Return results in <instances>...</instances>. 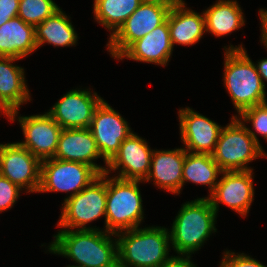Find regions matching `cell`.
<instances>
[{"instance_id": "obj_30", "label": "cell", "mask_w": 267, "mask_h": 267, "mask_svg": "<svg viewBox=\"0 0 267 267\" xmlns=\"http://www.w3.org/2000/svg\"><path fill=\"white\" fill-rule=\"evenodd\" d=\"M236 254L230 250L224 251L220 267H267L250 255L244 253Z\"/></svg>"}, {"instance_id": "obj_28", "label": "cell", "mask_w": 267, "mask_h": 267, "mask_svg": "<svg viewBox=\"0 0 267 267\" xmlns=\"http://www.w3.org/2000/svg\"><path fill=\"white\" fill-rule=\"evenodd\" d=\"M233 116H236L243 124L251 122L252 128L255 131L251 130L249 127H247V130L252 135L256 143L262 148L259 138L257 137V133L263 136L267 141V102L247 108L238 116Z\"/></svg>"}, {"instance_id": "obj_3", "label": "cell", "mask_w": 267, "mask_h": 267, "mask_svg": "<svg viewBox=\"0 0 267 267\" xmlns=\"http://www.w3.org/2000/svg\"><path fill=\"white\" fill-rule=\"evenodd\" d=\"M118 267H162L169 256V229L164 226L134 228L116 234Z\"/></svg>"}, {"instance_id": "obj_22", "label": "cell", "mask_w": 267, "mask_h": 267, "mask_svg": "<svg viewBox=\"0 0 267 267\" xmlns=\"http://www.w3.org/2000/svg\"><path fill=\"white\" fill-rule=\"evenodd\" d=\"M37 50L35 27L15 17L0 26V56L22 59Z\"/></svg>"}, {"instance_id": "obj_17", "label": "cell", "mask_w": 267, "mask_h": 267, "mask_svg": "<svg viewBox=\"0 0 267 267\" xmlns=\"http://www.w3.org/2000/svg\"><path fill=\"white\" fill-rule=\"evenodd\" d=\"M55 159L64 161H74L92 166L99 174L107 169V161L101 156L96 141L89 128L62 129ZM98 158H102L105 166L95 163Z\"/></svg>"}, {"instance_id": "obj_34", "label": "cell", "mask_w": 267, "mask_h": 267, "mask_svg": "<svg viewBox=\"0 0 267 267\" xmlns=\"http://www.w3.org/2000/svg\"><path fill=\"white\" fill-rule=\"evenodd\" d=\"M255 66H256V69H257L259 76L261 77L263 86H264V88H266L264 81L267 82V58L258 60L257 64L255 63Z\"/></svg>"}, {"instance_id": "obj_26", "label": "cell", "mask_w": 267, "mask_h": 267, "mask_svg": "<svg viewBox=\"0 0 267 267\" xmlns=\"http://www.w3.org/2000/svg\"><path fill=\"white\" fill-rule=\"evenodd\" d=\"M141 0H94L93 13L97 23L113 35L137 10Z\"/></svg>"}, {"instance_id": "obj_13", "label": "cell", "mask_w": 267, "mask_h": 267, "mask_svg": "<svg viewBox=\"0 0 267 267\" xmlns=\"http://www.w3.org/2000/svg\"><path fill=\"white\" fill-rule=\"evenodd\" d=\"M91 89L69 90L47 113L62 129L89 128L94 112L104 100Z\"/></svg>"}, {"instance_id": "obj_35", "label": "cell", "mask_w": 267, "mask_h": 267, "mask_svg": "<svg viewBox=\"0 0 267 267\" xmlns=\"http://www.w3.org/2000/svg\"><path fill=\"white\" fill-rule=\"evenodd\" d=\"M144 3H155L160 5L169 6L170 8L179 4L182 0H141Z\"/></svg>"}, {"instance_id": "obj_2", "label": "cell", "mask_w": 267, "mask_h": 267, "mask_svg": "<svg viewBox=\"0 0 267 267\" xmlns=\"http://www.w3.org/2000/svg\"><path fill=\"white\" fill-rule=\"evenodd\" d=\"M223 83L239 115L247 108L267 102L266 92L255 63L242 44L224 46Z\"/></svg>"}, {"instance_id": "obj_4", "label": "cell", "mask_w": 267, "mask_h": 267, "mask_svg": "<svg viewBox=\"0 0 267 267\" xmlns=\"http://www.w3.org/2000/svg\"><path fill=\"white\" fill-rule=\"evenodd\" d=\"M181 206L169 229L171 248L177 256H191L217 231V213L207 197L187 201Z\"/></svg>"}, {"instance_id": "obj_27", "label": "cell", "mask_w": 267, "mask_h": 267, "mask_svg": "<svg viewBox=\"0 0 267 267\" xmlns=\"http://www.w3.org/2000/svg\"><path fill=\"white\" fill-rule=\"evenodd\" d=\"M59 9L60 7L53 0H20L18 17L36 27Z\"/></svg>"}, {"instance_id": "obj_19", "label": "cell", "mask_w": 267, "mask_h": 267, "mask_svg": "<svg viewBox=\"0 0 267 267\" xmlns=\"http://www.w3.org/2000/svg\"><path fill=\"white\" fill-rule=\"evenodd\" d=\"M18 60L20 59L0 56V114L5 116L31 101L24 68L13 65Z\"/></svg>"}, {"instance_id": "obj_25", "label": "cell", "mask_w": 267, "mask_h": 267, "mask_svg": "<svg viewBox=\"0 0 267 267\" xmlns=\"http://www.w3.org/2000/svg\"><path fill=\"white\" fill-rule=\"evenodd\" d=\"M182 188L187 182L208 186L210 194L218 183V176L222 173L219 165L213 160L211 154L193 153L187 151L183 164Z\"/></svg>"}, {"instance_id": "obj_15", "label": "cell", "mask_w": 267, "mask_h": 267, "mask_svg": "<svg viewBox=\"0 0 267 267\" xmlns=\"http://www.w3.org/2000/svg\"><path fill=\"white\" fill-rule=\"evenodd\" d=\"M153 149L134 132L120 145L119 151L107 163L106 173L117 171L114 177L125 180L145 181L151 168Z\"/></svg>"}, {"instance_id": "obj_23", "label": "cell", "mask_w": 267, "mask_h": 267, "mask_svg": "<svg viewBox=\"0 0 267 267\" xmlns=\"http://www.w3.org/2000/svg\"><path fill=\"white\" fill-rule=\"evenodd\" d=\"M206 33L216 37L229 35L245 26V16L236 0H217L203 11Z\"/></svg>"}, {"instance_id": "obj_9", "label": "cell", "mask_w": 267, "mask_h": 267, "mask_svg": "<svg viewBox=\"0 0 267 267\" xmlns=\"http://www.w3.org/2000/svg\"><path fill=\"white\" fill-rule=\"evenodd\" d=\"M169 6L142 2L137 10L109 37L107 51L116 60L137 40L162 25L170 11Z\"/></svg>"}, {"instance_id": "obj_10", "label": "cell", "mask_w": 267, "mask_h": 267, "mask_svg": "<svg viewBox=\"0 0 267 267\" xmlns=\"http://www.w3.org/2000/svg\"><path fill=\"white\" fill-rule=\"evenodd\" d=\"M18 111L7 116L11 122L17 119L20 123L25 140L18 143L41 161L53 158L62 127L47 112L18 116Z\"/></svg>"}, {"instance_id": "obj_12", "label": "cell", "mask_w": 267, "mask_h": 267, "mask_svg": "<svg viewBox=\"0 0 267 267\" xmlns=\"http://www.w3.org/2000/svg\"><path fill=\"white\" fill-rule=\"evenodd\" d=\"M253 174V170L222 171L215 190L207 197L216 213L219 204H225L239 215L247 216L255 194Z\"/></svg>"}, {"instance_id": "obj_5", "label": "cell", "mask_w": 267, "mask_h": 267, "mask_svg": "<svg viewBox=\"0 0 267 267\" xmlns=\"http://www.w3.org/2000/svg\"><path fill=\"white\" fill-rule=\"evenodd\" d=\"M142 182L110 177L106 173V232L117 234L140 226L144 210L138 186Z\"/></svg>"}, {"instance_id": "obj_8", "label": "cell", "mask_w": 267, "mask_h": 267, "mask_svg": "<svg viewBox=\"0 0 267 267\" xmlns=\"http://www.w3.org/2000/svg\"><path fill=\"white\" fill-rule=\"evenodd\" d=\"M100 174L90 165L55 158L42 160L39 193L67 192L76 195Z\"/></svg>"}, {"instance_id": "obj_33", "label": "cell", "mask_w": 267, "mask_h": 267, "mask_svg": "<svg viewBox=\"0 0 267 267\" xmlns=\"http://www.w3.org/2000/svg\"><path fill=\"white\" fill-rule=\"evenodd\" d=\"M259 17L261 21V39L260 43L264 45L267 49V10L266 9H259Z\"/></svg>"}, {"instance_id": "obj_7", "label": "cell", "mask_w": 267, "mask_h": 267, "mask_svg": "<svg viewBox=\"0 0 267 267\" xmlns=\"http://www.w3.org/2000/svg\"><path fill=\"white\" fill-rule=\"evenodd\" d=\"M106 172L100 174L76 195L64 200L57 227L61 230H103L87 227L92 221L106 218Z\"/></svg>"}, {"instance_id": "obj_24", "label": "cell", "mask_w": 267, "mask_h": 267, "mask_svg": "<svg viewBox=\"0 0 267 267\" xmlns=\"http://www.w3.org/2000/svg\"><path fill=\"white\" fill-rule=\"evenodd\" d=\"M70 18L62 9H59L41 24H38L35 27L37 49L44 44H51L55 47L76 46L79 38Z\"/></svg>"}, {"instance_id": "obj_18", "label": "cell", "mask_w": 267, "mask_h": 267, "mask_svg": "<svg viewBox=\"0 0 267 267\" xmlns=\"http://www.w3.org/2000/svg\"><path fill=\"white\" fill-rule=\"evenodd\" d=\"M186 152L184 147L172 150H153L150 172L144 182L151 180L159 189L180 194Z\"/></svg>"}, {"instance_id": "obj_21", "label": "cell", "mask_w": 267, "mask_h": 267, "mask_svg": "<svg viewBox=\"0 0 267 267\" xmlns=\"http://www.w3.org/2000/svg\"><path fill=\"white\" fill-rule=\"evenodd\" d=\"M167 21L173 48L174 44L192 46L199 42L206 32L204 13L199 14L186 8L183 0L171 7Z\"/></svg>"}, {"instance_id": "obj_6", "label": "cell", "mask_w": 267, "mask_h": 267, "mask_svg": "<svg viewBox=\"0 0 267 267\" xmlns=\"http://www.w3.org/2000/svg\"><path fill=\"white\" fill-rule=\"evenodd\" d=\"M213 160L222 171L253 170L248 164L258 157H267L252 135L236 116L221 129L214 152Z\"/></svg>"}, {"instance_id": "obj_14", "label": "cell", "mask_w": 267, "mask_h": 267, "mask_svg": "<svg viewBox=\"0 0 267 267\" xmlns=\"http://www.w3.org/2000/svg\"><path fill=\"white\" fill-rule=\"evenodd\" d=\"M129 123L105 100L96 108L89 129L101 156L109 162L132 133Z\"/></svg>"}, {"instance_id": "obj_31", "label": "cell", "mask_w": 267, "mask_h": 267, "mask_svg": "<svg viewBox=\"0 0 267 267\" xmlns=\"http://www.w3.org/2000/svg\"><path fill=\"white\" fill-rule=\"evenodd\" d=\"M19 2L20 0H0V26L18 17Z\"/></svg>"}, {"instance_id": "obj_16", "label": "cell", "mask_w": 267, "mask_h": 267, "mask_svg": "<svg viewBox=\"0 0 267 267\" xmlns=\"http://www.w3.org/2000/svg\"><path fill=\"white\" fill-rule=\"evenodd\" d=\"M178 111L184 149L193 153L212 154L223 127L190 107Z\"/></svg>"}, {"instance_id": "obj_29", "label": "cell", "mask_w": 267, "mask_h": 267, "mask_svg": "<svg viewBox=\"0 0 267 267\" xmlns=\"http://www.w3.org/2000/svg\"><path fill=\"white\" fill-rule=\"evenodd\" d=\"M21 191L23 190L18 185L0 174V212L12 208Z\"/></svg>"}, {"instance_id": "obj_1", "label": "cell", "mask_w": 267, "mask_h": 267, "mask_svg": "<svg viewBox=\"0 0 267 267\" xmlns=\"http://www.w3.org/2000/svg\"><path fill=\"white\" fill-rule=\"evenodd\" d=\"M53 237L47 251L64 256L76 264L66 267H118L116 234L105 230L75 229L60 230Z\"/></svg>"}, {"instance_id": "obj_32", "label": "cell", "mask_w": 267, "mask_h": 267, "mask_svg": "<svg viewBox=\"0 0 267 267\" xmlns=\"http://www.w3.org/2000/svg\"><path fill=\"white\" fill-rule=\"evenodd\" d=\"M192 256H173L162 267H197L194 262L191 261Z\"/></svg>"}, {"instance_id": "obj_20", "label": "cell", "mask_w": 267, "mask_h": 267, "mask_svg": "<svg viewBox=\"0 0 267 267\" xmlns=\"http://www.w3.org/2000/svg\"><path fill=\"white\" fill-rule=\"evenodd\" d=\"M173 46L170 39L168 21L135 41L119 58L136 62L153 63L166 66L172 56Z\"/></svg>"}, {"instance_id": "obj_11", "label": "cell", "mask_w": 267, "mask_h": 267, "mask_svg": "<svg viewBox=\"0 0 267 267\" xmlns=\"http://www.w3.org/2000/svg\"><path fill=\"white\" fill-rule=\"evenodd\" d=\"M41 160L18 142L0 144V174L26 193H38Z\"/></svg>"}]
</instances>
